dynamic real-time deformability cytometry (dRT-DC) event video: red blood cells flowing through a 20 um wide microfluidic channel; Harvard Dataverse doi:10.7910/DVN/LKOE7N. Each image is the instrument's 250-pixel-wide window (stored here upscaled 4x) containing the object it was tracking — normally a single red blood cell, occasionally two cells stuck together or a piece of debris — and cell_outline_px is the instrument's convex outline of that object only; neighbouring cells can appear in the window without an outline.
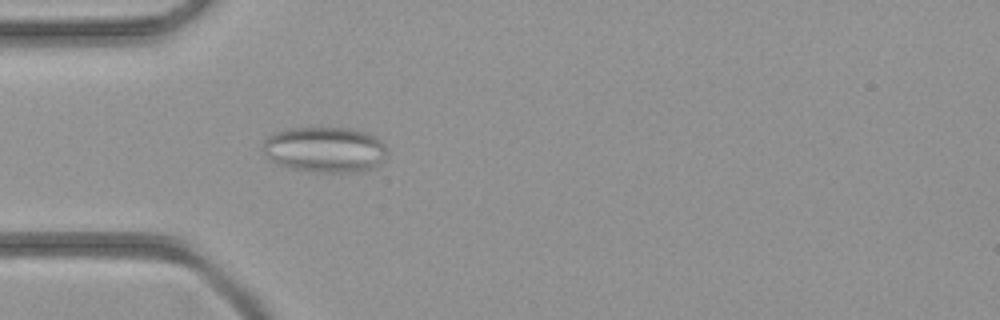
{"species": "common noctule bat (a hibernating species)", "species_latin": "Nyctalus noctula", "temperature_condition": "room temperature", "stored_images_in_passage": 45, "camera_frame_rate_fps": 3000, "um_per_image_px": 0.085, "animal": {"sex": "female", "body_mass_g": 21.9}, "frame": {"image": 1, "passage_image": 14, "time_ms": 4.333, "image_size_px": [1000, 320], "cell_outline_px": [[384, 156], [380, 164], [364, 172], [316, 172], [292, 168], [280, 164], [272, 160], [264, 152], [264, 140], [272, 132], [288, 128], [352, 128], [368, 132], [376, 136], [384, 144]], "centroid_in_image_um": [27.64, 12.7], "position_along_channel_um": 57.4, "area_um2": 33.0}}
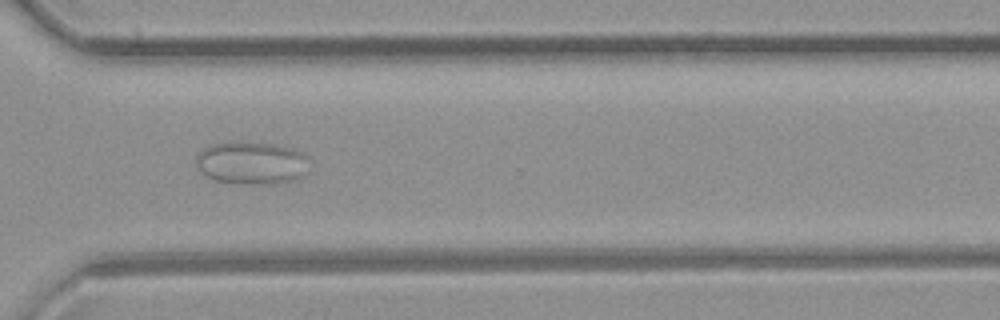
{"frame": {"image": 2, "passage_image": 33, "time_ms": 10.667, "image_size_px": [1000, 320], "cell_outline_px": [[308, 156], [300, 176], [288, 180], [268, 184], [216, 180], [200, 172], [196, 168], [196, 156], [200, 148], [212, 144], [276, 144], [292, 148]], "centroid_in_image_um": [21.29, 13.84], "position_along_channel_um": 349.3, "area_um2": 26.88}}
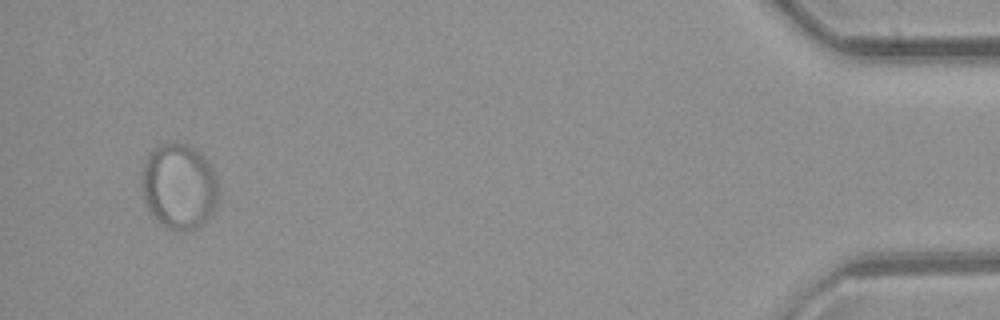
{"frame": {"image": 3, "passage_image": 43, "time_ms": 14.0, "image_size_px": [1000, 320], "cell_outline_px": [[216, 200], [212, 212], [196, 228], [180, 232], [176, 232], [160, 224], [152, 216], [144, 204], [140, 184], [144, 164], [148, 156], [160, 144], [184, 144], [200, 152], [212, 168], [216, 176]], "centroid_in_image_um": [15.16, 15.88], "position_along_channel_um": 420.0, "area_um2": 37.92}}